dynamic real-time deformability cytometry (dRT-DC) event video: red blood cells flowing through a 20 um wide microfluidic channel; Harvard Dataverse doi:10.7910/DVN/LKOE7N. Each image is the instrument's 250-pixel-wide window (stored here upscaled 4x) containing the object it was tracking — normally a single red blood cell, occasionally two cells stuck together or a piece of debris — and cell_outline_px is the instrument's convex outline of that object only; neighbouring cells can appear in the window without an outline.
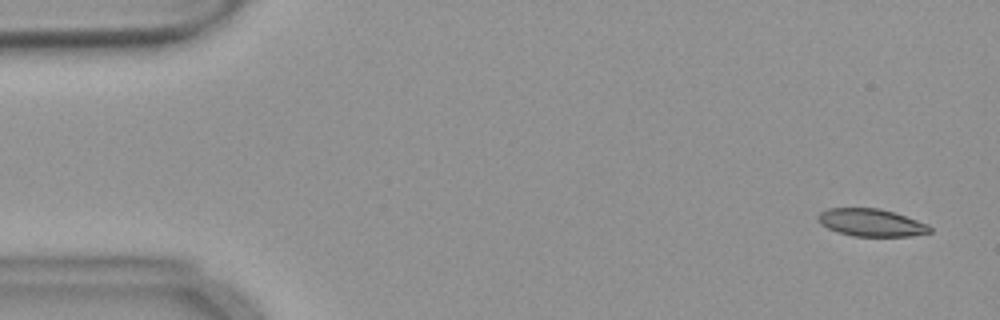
{"species": "common noctule bat (a hibernating species)", "species_latin": "Nyctalus noctula", "temperature_condition": "warm", "stored_images_in_passage": 55, "camera_frame_rate_fps": 3000, "um_per_image_px": 0.085, "animal": {"sex": "female", "body_mass_g": 18.4}, "frame": {"image": 1, "passage_image": 3, "time_ms": 0.667, "image_size_px": [1000, 320], "cell_outline_px": [[932, 232], [912, 236], [852, 236], [836, 232], [820, 224], [816, 220], [816, 216], [820, 212], [828, 208], [880, 208], [928, 224], [932, 228]], "centroid_in_image_um": [74.01, 18.92], "position_along_channel_um": 11.0, "area_um2": 18.03}}
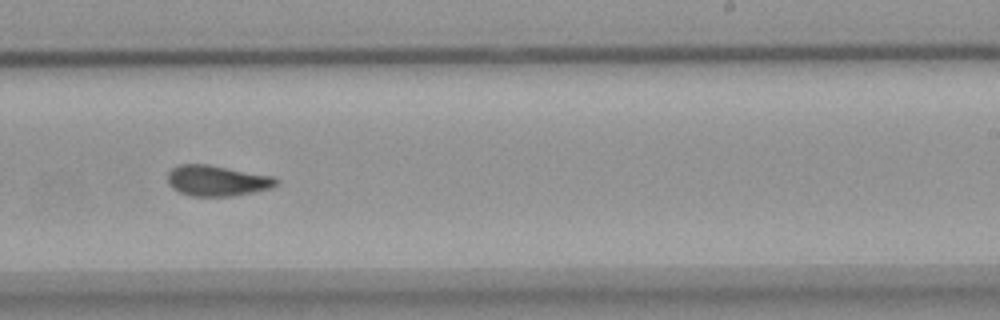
{"frame": {"image": 2, "passage_image": 34, "time_ms": 11.0, "image_size_px": [1000, 320], "cell_outline_px": [[280, 184], [272, 188], [256, 192], [232, 196], [192, 196], [180, 192], [172, 188], [168, 184], [168, 172], [172, 168], [180, 164], [208, 164], [272, 176], [280, 180]], "centroid_in_image_um": [18.48, 15.36], "position_along_channel_um": 270.5, "area_um2": 19.59}}
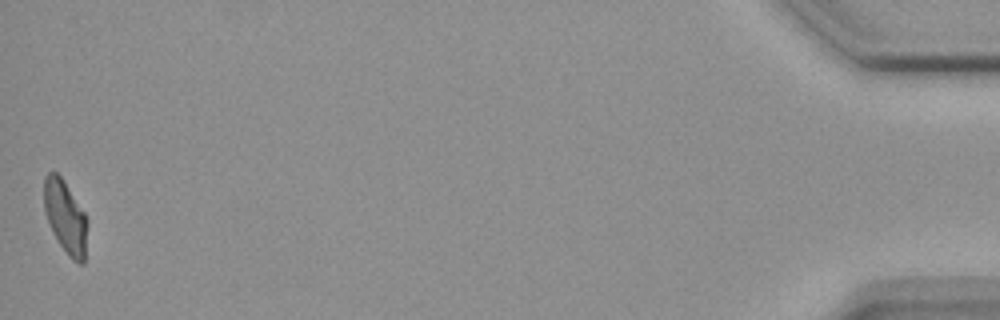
{"frame": {"image": 3, "passage_image": 55, "time_ms": 18.0, "image_size_px": [1000, 320], "cell_outline_px": [[88, 224], [84, 264], [80, 264], [72, 260], [68, 256], [60, 244], [48, 224], [44, 212], [44, 176], [48, 172], [56, 172], [60, 176], [84, 212], [88, 220]], "centroid_in_image_um": [5.56, 18.47], "position_along_channel_um": 429.6, "area_um2": 18.44}, "authors_computed_cell_mechanics": {"area_um2": 19.363, "velocity_mm_per_s": 3.6786, "shape_relaxation_time_tau1_ms": null, "shape_relaxation_time_tau2_ms": 2.8485, "deformation_change_tau1": null, "deformation_change_tau2": 0.0835}}